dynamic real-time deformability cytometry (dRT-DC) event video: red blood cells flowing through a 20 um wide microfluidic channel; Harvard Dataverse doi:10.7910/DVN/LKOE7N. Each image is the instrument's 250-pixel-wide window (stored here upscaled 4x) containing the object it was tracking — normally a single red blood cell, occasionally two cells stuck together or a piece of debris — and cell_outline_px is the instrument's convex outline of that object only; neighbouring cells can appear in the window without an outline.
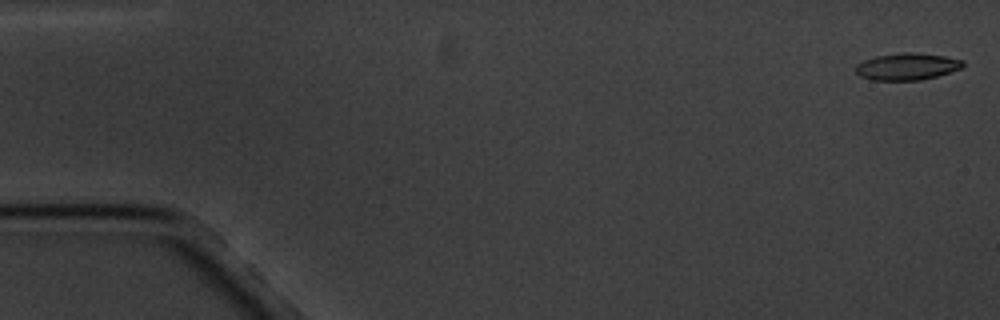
{"species": "common noctule bat (a hibernating species)", "species_latin": "Nyctalus noctula", "temperature_condition": "cold", "stored_images_in_passage": 4, "camera_frame_rate_fps": 3000, "um_per_image_px": 0.085, "animal": {"sex": "male", "body_mass_g": 20.1, "forearm_length_mm": 53.5}, "frame": {"image": 1, "passage_image": 1, "time_ms": 0.0, "image_size_px": [1000, 320], "cell_outline_px": [[964, 68], [936, 76], [920, 80], [872, 80], [860, 76], [856, 72], [856, 64], [864, 60], [876, 56], [904, 52], [912, 52], [944, 56], [964, 60]], "centroid_in_image_um": [77.12, 5.65], "position_along_channel_um": 7.9, "area_um2": 16.82}}
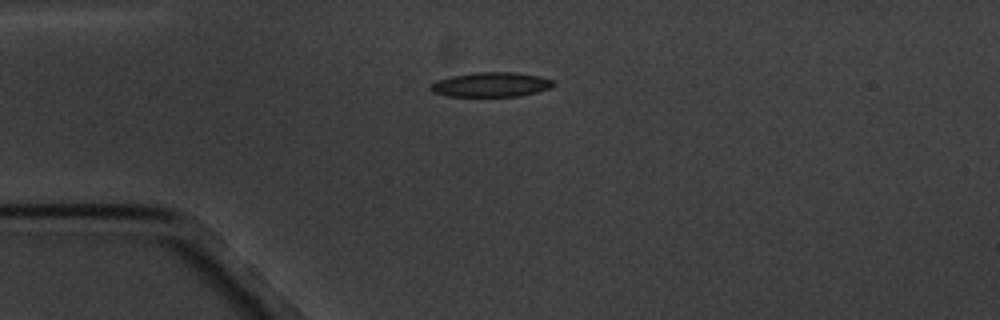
{"frame": {"image": 2, "passage_image": 4, "time_ms": 4.333, "image_size_px": [1000, 320], "cell_outline_px": [[556, 84], [548, 88], [536, 92], [520, 96], [448, 96], [432, 92], [428, 88], [428, 84], [436, 80], [452, 76], [476, 72], [516, 72], [540, 76], [552, 80]], "centroid_in_image_um": [41.69, 7.18], "position_along_channel_um": 43.3, "area_um2": 17.69}}